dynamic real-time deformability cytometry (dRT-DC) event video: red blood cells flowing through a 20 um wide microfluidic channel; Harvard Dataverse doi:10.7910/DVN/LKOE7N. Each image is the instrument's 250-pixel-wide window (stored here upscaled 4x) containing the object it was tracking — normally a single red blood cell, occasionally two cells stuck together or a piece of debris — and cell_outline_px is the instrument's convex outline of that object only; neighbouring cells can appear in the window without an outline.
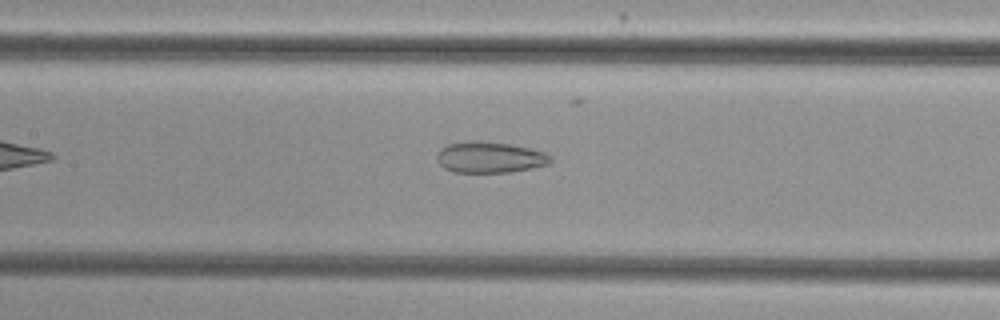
{"species": "common noctule bat (a hibernating species)", "species_latin": "Nyctalus noctula", "temperature_condition": "cold", "stored_images_in_passage": 13, "camera_frame_rate_fps": 3000, "um_per_image_px": 0.085, "animal": {"sex": "female", "body_mass_g": 29.2, "forearm_length_mm": 56.3}, "frame": {"image": 1, "passage_image": 11, "time_ms": 3.333, "image_size_px": [1000, 320], "cell_outline_px": [[552, 160], [548, 164], [512, 172], [452, 172], [444, 168], [436, 160], [436, 156], [440, 148], [448, 144], [508, 144], [528, 148], [544, 152], [552, 156]], "centroid_in_image_um": [41.65, 13.43], "position_along_channel_um": 165.8, "area_um2": 19.65}}